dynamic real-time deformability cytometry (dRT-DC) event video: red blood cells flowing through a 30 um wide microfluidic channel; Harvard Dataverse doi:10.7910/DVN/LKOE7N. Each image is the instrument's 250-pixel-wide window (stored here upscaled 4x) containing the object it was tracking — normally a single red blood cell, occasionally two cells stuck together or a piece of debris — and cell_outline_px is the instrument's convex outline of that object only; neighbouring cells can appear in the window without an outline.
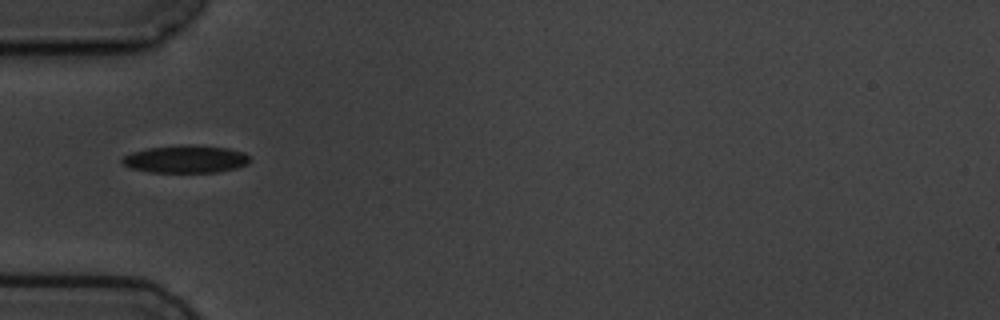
{"species": "common noctule bat (a hibernating species)", "species_latin": "Nyctalus noctula", "temperature_condition": "cold", "stored_images_in_passage": 1, "camera_frame_rate_fps": 3000, "um_per_image_px": 0.085, "animal": {"sex": "male", "body_mass_g": 19.5, "forearm_length_mm": 54.6}, "frame": {"image": 1, "passage_image": 1, "time_ms": 0.0, "image_size_px": [1000, 320], "cell_outline_px": [[252, 160], [248, 164], [236, 168], [216, 172], [152, 172], [128, 168], [120, 164], [120, 160], [124, 156], [132, 152], [148, 148], [192, 144], [228, 148], [244, 152]], "centroid_in_image_um": [15.77, 13.52], "position_along_channel_um": 69.2, "area_um2": 20.69}}